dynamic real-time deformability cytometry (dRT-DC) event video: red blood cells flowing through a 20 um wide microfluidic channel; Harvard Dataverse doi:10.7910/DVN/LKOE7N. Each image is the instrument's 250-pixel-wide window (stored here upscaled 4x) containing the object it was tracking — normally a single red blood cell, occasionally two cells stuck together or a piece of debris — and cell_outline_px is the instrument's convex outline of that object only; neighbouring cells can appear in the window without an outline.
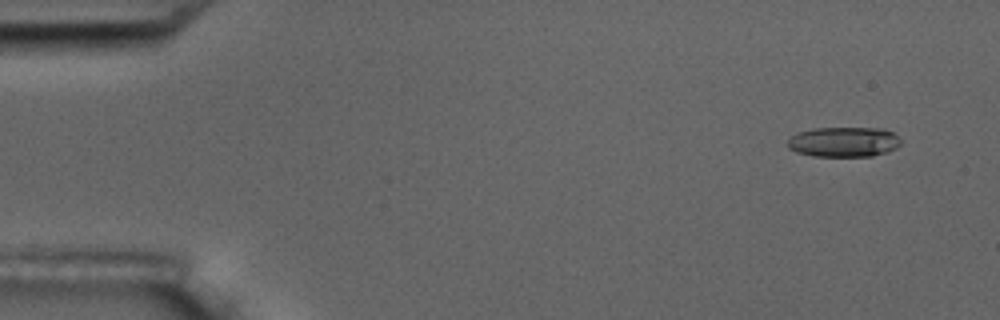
{"species": "common noctule bat (a hibernating species)", "species_latin": "Nyctalus noctula", "temperature_condition": "room temperature", "stored_images_in_passage": 5, "segment_of_instrument_passage": [1, 2], "camera_frame_rate_fps": 3000, "um_per_image_px": 0.085, "animal": {"sex": "male", "body_mass_g": 17.5, "forearm_length_mm": 52.3}, "frame": {"image": 1, "passage_image": 1, "time_ms": 0.0, "image_size_px": [1000, 320], "cell_outline_px": [[900, 144], [896, 148], [888, 152], [872, 156], [812, 156], [796, 152], [788, 148], [788, 140], [796, 132], [812, 128], [884, 128], [892, 132], [900, 140]], "centroid_in_image_um": [71.7, 12.06], "position_along_channel_um": 13.3, "area_um2": 19.94}}